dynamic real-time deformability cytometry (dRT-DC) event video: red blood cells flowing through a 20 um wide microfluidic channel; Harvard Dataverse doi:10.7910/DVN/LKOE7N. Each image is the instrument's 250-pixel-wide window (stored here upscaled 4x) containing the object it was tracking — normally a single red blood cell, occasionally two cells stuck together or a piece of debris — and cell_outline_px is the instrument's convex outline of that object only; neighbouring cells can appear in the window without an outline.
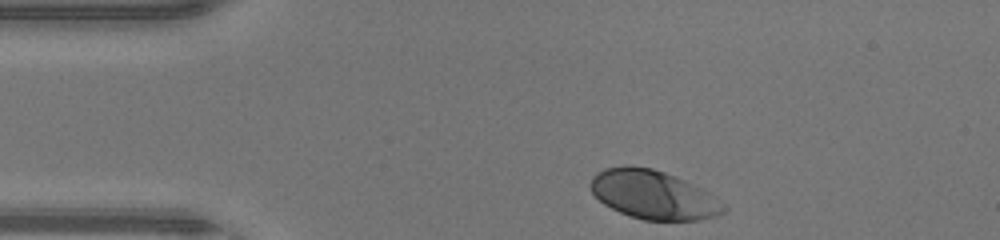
{"species": "human", "species_latin": "Homo sapiens", "temperature_condition": "warm", "stored_images_in_passage": 30, "camera_frame_rate_fps": 3000, "um_per_image_px": 0.085, "donor": {"sex": "male"}, "frame": {"image": 1, "passage_image": 1, "time_ms": 0.0, "image_size_px": [1000, 240], "cell_outline_px": [[728, 208], [724, 212], [716, 216], [700, 220], [644, 220], [620, 212], [604, 204], [592, 192], [588, 184], [592, 176], [596, 172], [604, 168], [652, 168], [664, 172], [684, 180], [708, 192]], "centroid_in_image_um": [55.54, 16.58], "position_along_channel_um": 29.5, "area_um2": 37.11}}
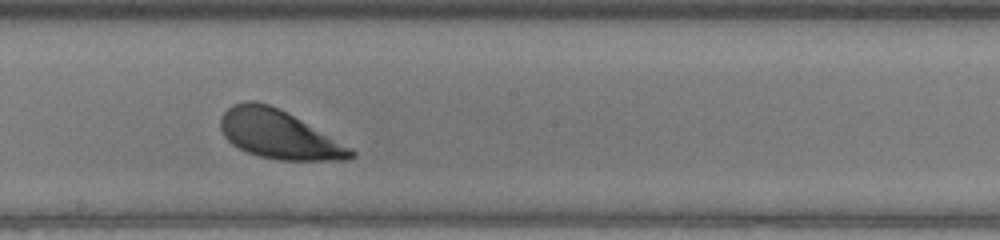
{"frame": {"image": 2, "passage_image": 18, "time_ms": 5.667, "image_size_px": [1000, 240], "cell_outline_px": [[356, 156], [348, 160], [280, 160], [260, 156], [248, 152], [232, 144], [224, 136], [220, 128], [220, 116], [232, 104], [248, 100], [256, 100], [280, 108], [352, 148], [356, 152]], "centroid_in_image_um": [23.69, 11.41], "position_along_channel_um": 224.5, "area_um2": 36.88}}
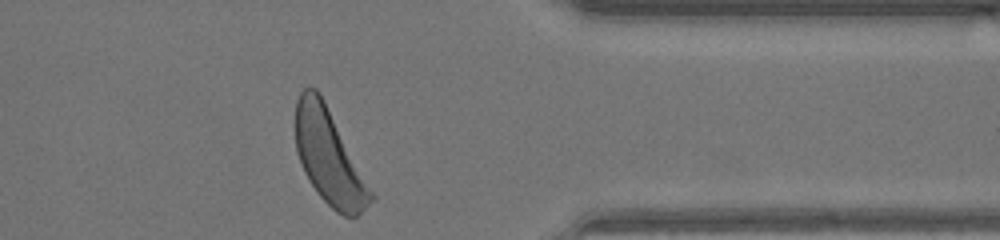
{"frame": {"image": 3, "passage_image": 30, "time_ms": 9.667, "image_size_px": [1000, 240], "cell_outline_px": [[376, 196], [356, 216], [344, 216], [336, 212], [320, 196], [308, 180], [304, 172], [296, 152], [296, 100], [300, 92], [304, 88], [316, 88], [324, 100]], "centroid_in_image_um": [27.96, 13.34], "position_along_channel_um": 383.4, "area_um2": 41.15}, "authors_computed_cell_mechanics": {"area_um2": 37.5122, "velocity_mm_per_s": 4.3788, "shape_relaxation_time_tau1_ms": 0.8149, "shape_relaxation_time_tau2_ms": null, "deformation_change_tau1": 0.1084, "deformation_change_tau2": null}}